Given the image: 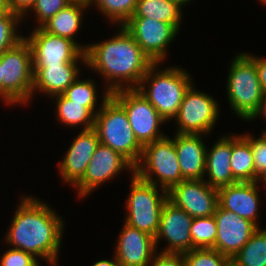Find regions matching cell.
Returning <instances> with one entry per match:
<instances>
[{
  "mask_svg": "<svg viewBox=\"0 0 266 266\" xmlns=\"http://www.w3.org/2000/svg\"><path fill=\"white\" fill-rule=\"evenodd\" d=\"M203 134H180L173 137L175 150L184 180L206 179L205 164L207 147Z\"/></svg>",
  "mask_w": 266,
  "mask_h": 266,
  "instance_id": "21",
  "label": "cell"
},
{
  "mask_svg": "<svg viewBox=\"0 0 266 266\" xmlns=\"http://www.w3.org/2000/svg\"><path fill=\"white\" fill-rule=\"evenodd\" d=\"M219 114L218 102L210 94L198 91L192 85L174 118L178 124L175 133L207 135L212 132Z\"/></svg>",
  "mask_w": 266,
  "mask_h": 266,
  "instance_id": "10",
  "label": "cell"
},
{
  "mask_svg": "<svg viewBox=\"0 0 266 266\" xmlns=\"http://www.w3.org/2000/svg\"><path fill=\"white\" fill-rule=\"evenodd\" d=\"M256 182H237L218 189V204L258 226L259 191Z\"/></svg>",
  "mask_w": 266,
  "mask_h": 266,
  "instance_id": "20",
  "label": "cell"
},
{
  "mask_svg": "<svg viewBox=\"0 0 266 266\" xmlns=\"http://www.w3.org/2000/svg\"><path fill=\"white\" fill-rule=\"evenodd\" d=\"M113 258L114 259H112V260H108V259L99 260V261L95 262L92 266H119V263L116 260L115 255Z\"/></svg>",
  "mask_w": 266,
  "mask_h": 266,
  "instance_id": "40",
  "label": "cell"
},
{
  "mask_svg": "<svg viewBox=\"0 0 266 266\" xmlns=\"http://www.w3.org/2000/svg\"><path fill=\"white\" fill-rule=\"evenodd\" d=\"M265 118L266 120V94H264L263 99L260 101L259 106L257 110L252 114V116L248 119V122L250 120H254V118L261 117Z\"/></svg>",
  "mask_w": 266,
  "mask_h": 266,
  "instance_id": "39",
  "label": "cell"
},
{
  "mask_svg": "<svg viewBox=\"0 0 266 266\" xmlns=\"http://www.w3.org/2000/svg\"><path fill=\"white\" fill-rule=\"evenodd\" d=\"M111 96L125 109L134 135L142 146L166 136L159 130L166 120L137 89L117 90Z\"/></svg>",
  "mask_w": 266,
  "mask_h": 266,
  "instance_id": "9",
  "label": "cell"
},
{
  "mask_svg": "<svg viewBox=\"0 0 266 266\" xmlns=\"http://www.w3.org/2000/svg\"><path fill=\"white\" fill-rule=\"evenodd\" d=\"M231 153L232 136L227 134L218 139L212 148H207L205 176L208 181L205 180V182L211 187L219 189L238 182L232 174Z\"/></svg>",
  "mask_w": 266,
  "mask_h": 266,
  "instance_id": "22",
  "label": "cell"
},
{
  "mask_svg": "<svg viewBox=\"0 0 266 266\" xmlns=\"http://www.w3.org/2000/svg\"><path fill=\"white\" fill-rule=\"evenodd\" d=\"M248 55L256 63V70H257L259 82H260L261 88L263 90V93L266 94V58L257 57V56H254L253 54H249V53H248Z\"/></svg>",
  "mask_w": 266,
  "mask_h": 266,
  "instance_id": "38",
  "label": "cell"
},
{
  "mask_svg": "<svg viewBox=\"0 0 266 266\" xmlns=\"http://www.w3.org/2000/svg\"><path fill=\"white\" fill-rule=\"evenodd\" d=\"M182 7L172 0H138L132 17H146L172 24L178 31Z\"/></svg>",
  "mask_w": 266,
  "mask_h": 266,
  "instance_id": "24",
  "label": "cell"
},
{
  "mask_svg": "<svg viewBox=\"0 0 266 266\" xmlns=\"http://www.w3.org/2000/svg\"><path fill=\"white\" fill-rule=\"evenodd\" d=\"M114 252L119 266H149L157 247L155 238L124 222Z\"/></svg>",
  "mask_w": 266,
  "mask_h": 266,
  "instance_id": "17",
  "label": "cell"
},
{
  "mask_svg": "<svg viewBox=\"0 0 266 266\" xmlns=\"http://www.w3.org/2000/svg\"><path fill=\"white\" fill-rule=\"evenodd\" d=\"M242 136L251 145L256 181L257 175L266 168V138L262 135L259 138H254L251 134H242Z\"/></svg>",
  "mask_w": 266,
  "mask_h": 266,
  "instance_id": "34",
  "label": "cell"
},
{
  "mask_svg": "<svg viewBox=\"0 0 266 266\" xmlns=\"http://www.w3.org/2000/svg\"><path fill=\"white\" fill-rule=\"evenodd\" d=\"M30 266H41L39 265L38 259H36Z\"/></svg>",
  "mask_w": 266,
  "mask_h": 266,
  "instance_id": "46",
  "label": "cell"
},
{
  "mask_svg": "<svg viewBox=\"0 0 266 266\" xmlns=\"http://www.w3.org/2000/svg\"><path fill=\"white\" fill-rule=\"evenodd\" d=\"M2 101L7 105L31 102L34 72L32 51L23 38L12 48L0 54Z\"/></svg>",
  "mask_w": 266,
  "mask_h": 266,
  "instance_id": "5",
  "label": "cell"
},
{
  "mask_svg": "<svg viewBox=\"0 0 266 266\" xmlns=\"http://www.w3.org/2000/svg\"><path fill=\"white\" fill-rule=\"evenodd\" d=\"M229 70L226 87L230 107L238 117L247 121L264 96L256 63L243 52L234 57Z\"/></svg>",
  "mask_w": 266,
  "mask_h": 266,
  "instance_id": "6",
  "label": "cell"
},
{
  "mask_svg": "<svg viewBox=\"0 0 266 266\" xmlns=\"http://www.w3.org/2000/svg\"><path fill=\"white\" fill-rule=\"evenodd\" d=\"M35 3L36 0H8V7L11 12L18 14L23 19L31 11Z\"/></svg>",
  "mask_w": 266,
  "mask_h": 266,
  "instance_id": "37",
  "label": "cell"
},
{
  "mask_svg": "<svg viewBox=\"0 0 266 266\" xmlns=\"http://www.w3.org/2000/svg\"><path fill=\"white\" fill-rule=\"evenodd\" d=\"M32 51L33 66H54L74 62L84 51L72 40L36 27L24 37Z\"/></svg>",
  "mask_w": 266,
  "mask_h": 266,
  "instance_id": "13",
  "label": "cell"
},
{
  "mask_svg": "<svg viewBox=\"0 0 266 266\" xmlns=\"http://www.w3.org/2000/svg\"><path fill=\"white\" fill-rule=\"evenodd\" d=\"M138 0H93L92 4L104 17L118 26H123L136 10Z\"/></svg>",
  "mask_w": 266,
  "mask_h": 266,
  "instance_id": "28",
  "label": "cell"
},
{
  "mask_svg": "<svg viewBox=\"0 0 266 266\" xmlns=\"http://www.w3.org/2000/svg\"><path fill=\"white\" fill-rule=\"evenodd\" d=\"M91 6L81 2H72L66 8L60 10L56 15L52 16L42 28L48 33L60 37L68 38L74 41L84 52L86 46H81L74 40V36L79 32L81 23L83 22V11ZM86 8V9H85Z\"/></svg>",
  "mask_w": 266,
  "mask_h": 266,
  "instance_id": "23",
  "label": "cell"
},
{
  "mask_svg": "<svg viewBox=\"0 0 266 266\" xmlns=\"http://www.w3.org/2000/svg\"><path fill=\"white\" fill-rule=\"evenodd\" d=\"M260 2H262L264 5L266 4V0H259Z\"/></svg>",
  "mask_w": 266,
  "mask_h": 266,
  "instance_id": "48",
  "label": "cell"
},
{
  "mask_svg": "<svg viewBox=\"0 0 266 266\" xmlns=\"http://www.w3.org/2000/svg\"><path fill=\"white\" fill-rule=\"evenodd\" d=\"M176 2L180 7H184L187 3H190L192 0H172Z\"/></svg>",
  "mask_w": 266,
  "mask_h": 266,
  "instance_id": "43",
  "label": "cell"
},
{
  "mask_svg": "<svg viewBox=\"0 0 266 266\" xmlns=\"http://www.w3.org/2000/svg\"><path fill=\"white\" fill-rule=\"evenodd\" d=\"M123 26L153 63H163L179 32L172 24L146 17H131Z\"/></svg>",
  "mask_w": 266,
  "mask_h": 266,
  "instance_id": "11",
  "label": "cell"
},
{
  "mask_svg": "<svg viewBox=\"0 0 266 266\" xmlns=\"http://www.w3.org/2000/svg\"><path fill=\"white\" fill-rule=\"evenodd\" d=\"M168 200L192 218L209 217L218 206V189L204 179L183 180L168 191Z\"/></svg>",
  "mask_w": 266,
  "mask_h": 266,
  "instance_id": "14",
  "label": "cell"
},
{
  "mask_svg": "<svg viewBox=\"0 0 266 266\" xmlns=\"http://www.w3.org/2000/svg\"><path fill=\"white\" fill-rule=\"evenodd\" d=\"M259 181H262L266 184V168L257 175L255 182L258 184Z\"/></svg>",
  "mask_w": 266,
  "mask_h": 266,
  "instance_id": "41",
  "label": "cell"
},
{
  "mask_svg": "<svg viewBox=\"0 0 266 266\" xmlns=\"http://www.w3.org/2000/svg\"><path fill=\"white\" fill-rule=\"evenodd\" d=\"M124 169L134 173L135 167L120 153L99 143L83 178L74 186L78 197L88 196L95 188L118 176Z\"/></svg>",
  "mask_w": 266,
  "mask_h": 266,
  "instance_id": "12",
  "label": "cell"
},
{
  "mask_svg": "<svg viewBox=\"0 0 266 266\" xmlns=\"http://www.w3.org/2000/svg\"><path fill=\"white\" fill-rule=\"evenodd\" d=\"M10 11L8 7V0H0V13Z\"/></svg>",
  "mask_w": 266,
  "mask_h": 266,
  "instance_id": "42",
  "label": "cell"
},
{
  "mask_svg": "<svg viewBox=\"0 0 266 266\" xmlns=\"http://www.w3.org/2000/svg\"><path fill=\"white\" fill-rule=\"evenodd\" d=\"M230 262L231 266H266V228L259 227Z\"/></svg>",
  "mask_w": 266,
  "mask_h": 266,
  "instance_id": "27",
  "label": "cell"
},
{
  "mask_svg": "<svg viewBox=\"0 0 266 266\" xmlns=\"http://www.w3.org/2000/svg\"><path fill=\"white\" fill-rule=\"evenodd\" d=\"M94 79L78 78L65 90L63 95L73 103L83 104L88 107L95 115L99 111L96 109L97 103V87ZM96 109V110H95Z\"/></svg>",
  "mask_w": 266,
  "mask_h": 266,
  "instance_id": "29",
  "label": "cell"
},
{
  "mask_svg": "<svg viewBox=\"0 0 266 266\" xmlns=\"http://www.w3.org/2000/svg\"><path fill=\"white\" fill-rule=\"evenodd\" d=\"M71 3L72 0H36L31 10L36 13L38 27H42L52 16L56 15Z\"/></svg>",
  "mask_w": 266,
  "mask_h": 266,
  "instance_id": "33",
  "label": "cell"
},
{
  "mask_svg": "<svg viewBox=\"0 0 266 266\" xmlns=\"http://www.w3.org/2000/svg\"><path fill=\"white\" fill-rule=\"evenodd\" d=\"M217 227L216 249L230 260L250 240L260 227L234 212L223 209L219 204L214 213Z\"/></svg>",
  "mask_w": 266,
  "mask_h": 266,
  "instance_id": "15",
  "label": "cell"
},
{
  "mask_svg": "<svg viewBox=\"0 0 266 266\" xmlns=\"http://www.w3.org/2000/svg\"><path fill=\"white\" fill-rule=\"evenodd\" d=\"M103 94L93 129L101 144L120 153L135 167L142 156L143 146L134 135L125 109L107 89Z\"/></svg>",
  "mask_w": 266,
  "mask_h": 266,
  "instance_id": "4",
  "label": "cell"
},
{
  "mask_svg": "<svg viewBox=\"0 0 266 266\" xmlns=\"http://www.w3.org/2000/svg\"><path fill=\"white\" fill-rule=\"evenodd\" d=\"M157 253L149 266H186L183 253Z\"/></svg>",
  "mask_w": 266,
  "mask_h": 266,
  "instance_id": "36",
  "label": "cell"
},
{
  "mask_svg": "<svg viewBox=\"0 0 266 266\" xmlns=\"http://www.w3.org/2000/svg\"><path fill=\"white\" fill-rule=\"evenodd\" d=\"M0 97L2 98L1 61H0Z\"/></svg>",
  "mask_w": 266,
  "mask_h": 266,
  "instance_id": "45",
  "label": "cell"
},
{
  "mask_svg": "<svg viewBox=\"0 0 266 266\" xmlns=\"http://www.w3.org/2000/svg\"><path fill=\"white\" fill-rule=\"evenodd\" d=\"M22 18L11 11L0 13V54L21 41L24 36L18 34L17 26L22 23Z\"/></svg>",
  "mask_w": 266,
  "mask_h": 266,
  "instance_id": "31",
  "label": "cell"
},
{
  "mask_svg": "<svg viewBox=\"0 0 266 266\" xmlns=\"http://www.w3.org/2000/svg\"><path fill=\"white\" fill-rule=\"evenodd\" d=\"M230 165L238 182H255V167L250 143L242 135H232Z\"/></svg>",
  "mask_w": 266,
  "mask_h": 266,
  "instance_id": "25",
  "label": "cell"
},
{
  "mask_svg": "<svg viewBox=\"0 0 266 266\" xmlns=\"http://www.w3.org/2000/svg\"><path fill=\"white\" fill-rule=\"evenodd\" d=\"M99 143V138L93 128L80 131L59 164V174L64 182L75 186L83 178Z\"/></svg>",
  "mask_w": 266,
  "mask_h": 266,
  "instance_id": "18",
  "label": "cell"
},
{
  "mask_svg": "<svg viewBox=\"0 0 266 266\" xmlns=\"http://www.w3.org/2000/svg\"><path fill=\"white\" fill-rule=\"evenodd\" d=\"M36 259L31 253L11 248L0 257V266H30Z\"/></svg>",
  "mask_w": 266,
  "mask_h": 266,
  "instance_id": "35",
  "label": "cell"
},
{
  "mask_svg": "<svg viewBox=\"0 0 266 266\" xmlns=\"http://www.w3.org/2000/svg\"><path fill=\"white\" fill-rule=\"evenodd\" d=\"M134 173L146 182L169 191L184 179L181 174L173 138L165 136L143 146ZM155 178H154V177Z\"/></svg>",
  "mask_w": 266,
  "mask_h": 266,
  "instance_id": "7",
  "label": "cell"
},
{
  "mask_svg": "<svg viewBox=\"0 0 266 266\" xmlns=\"http://www.w3.org/2000/svg\"><path fill=\"white\" fill-rule=\"evenodd\" d=\"M193 218L183 209L167 200L162 208L158 231L155 235L156 247L160 239H166L168 246L163 253H184L192 250L190 227Z\"/></svg>",
  "mask_w": 266,
  "mask_h": 266,
  "instance_id": "16",
  "label": "cell"
},
{
  "mask_svg": "<svg viewBox=\"0 0 266 266\" xmlns=\"http://www.w3.org/2000/svg\"><path fill=\"white\" fill-rule=\"evenodd\" d=\"M85 55L86 66L105 78L110 93L136 89L153 64L124 26L116 36L87 45Z\"/></svg>",
  "mask_w": 266,
  "mask_h": 266,
  "instance_id": "2",
  "label": "cell"
},
{
  "mask_svg": "<svg viewBox=\"0 0 266 266\" xmlns=\"http://www.w3.org/2000/svg\"><path fill=\"white\" fill-rule=\"evenodd\" d=\"M190 235L192 239V249L212 248L217 237V227L214 215L209 217L193 218Z\"/></svg>",
  "mask_w": 266,
  "mask_h": 266,
  "instance_id": "30",
  "label": "cell"
},
{
  "mask_svg": "<svg viewBox=\"0 0 266 266\" xmlns=\"http://www.w3.org/2000/svg\"><path fill=\"white\" fill-rule=\"evenodd\" d=\"M56 102V116L58 121L71 127L83 126L82 130H89L94 127L95 114L83 104L73 103L63 94L53 96Z\"/></svg>",
  "mask_w": 266,
  "mask_h": 266,
  "instance_id": "26",
  "label": "cell"
},
{
  "mask_svg": "<svg viewBox=\"0 0 266 266\" xmlns=\"http://www.w3.org/2000/svg\"><path fill=\"white\" fill-rule=\"evenodd\" d=\"M132 174L130 194L126 203L127 217L124 221L129 226L155 237L162 208L168 200V191L146 182L135 173Z\"/></svg>",
  "mask_w": 266,
  "mask_h": 266,
  "instance_id": "8",
  "label": "cell"
},
{
  "mask_svg": "<svg viewBox=\"0 0 266 266\" xmlns=\"http://www.w3.org/2000/svg\"><path fill=\"white\" fill-rule=\"evenodd\" d=\"M261 135L266 138V130L265 131H262V134Z\"/></svg>",
  "mask_w": 266,
  "mask_h": 266,
  "instance_id": "47",
  "label": "cell"
},
{
  "mask_svg": "<svg viewBox=\"0 0 266 266\" xmlns=\"http://www.w3.org/2000/svg\"><path fill=\"white\" fill-rule=\"evenodd\" d=\"M21 199L4 237L6 243L56 266L65 232L63 220L47 202L28 195Z\"/></svg>",
  "mask_w": 266,
  "mask_h": 266,
  "instance_id": "1",
  "label": "cell"
},
{
  "mask_svg": "<svg viewBox=\"0 0 266 266\" xmlns=\"http://www.w3.org/2000/svg\"><path fill=\"white\" fill-rule=\"evenodd\" d=\"M159 64L161 63H153L149 67L136 89L167 121L176 117L182 100L193 85V81L190 74L183 68L172 66L160 70L157 69ZM147 84H150L148 88Z\"/></svg>",
  "mask_w": 266,
  "mask_h": 266,
  "instance_id": "3",
  "label": "cell"
},
{
  "mask_svg": "<svg viewBox=\"0 0 266 266\" xmlns=\"http://www.w3.org/2000/svg\"><path fill=\"white\" fill-rule=\"evenodd\" d=\"M183 254L186 266H231L230 259L213 248H194Z\"/></svg>",
  "mask_w": 266,
  "mask_h": 266,
  "instance_id": "32",
  "label": "cell"
},
{
  "mask_svg": "<svg viewBox=\"0 0 266 266\" xmlns=\"http://www.w3.org/2000/svg\"><path fill=\"white\" fill-rule=\"evenodd\" d=\"M93 0H72V2H81L85 3L86 5H89L92 3Z\"/></svg>",
  "mask_w": 266,
  "mask_h": 266,
  "instance_id": "44",
  "label": "cell"
},
{
  "mask_svg": "<svg viewBox=\"0 0 266 266\" xmlns=\"http://www.w3.org/2000/svg\"><path fill=\"white\" fill-rule=\"evenodd\" d=\"M86 65V55L83 52L74 62L54 66H33L34 83L32 96L39 91L49 97L63 94L65 90L78 78L79 65Z\"/></svg>",
  "mask_w": 266,
  "mask_h": 266,
  "instance_id": "19",
  "label": "cell"
}]
</instances>
